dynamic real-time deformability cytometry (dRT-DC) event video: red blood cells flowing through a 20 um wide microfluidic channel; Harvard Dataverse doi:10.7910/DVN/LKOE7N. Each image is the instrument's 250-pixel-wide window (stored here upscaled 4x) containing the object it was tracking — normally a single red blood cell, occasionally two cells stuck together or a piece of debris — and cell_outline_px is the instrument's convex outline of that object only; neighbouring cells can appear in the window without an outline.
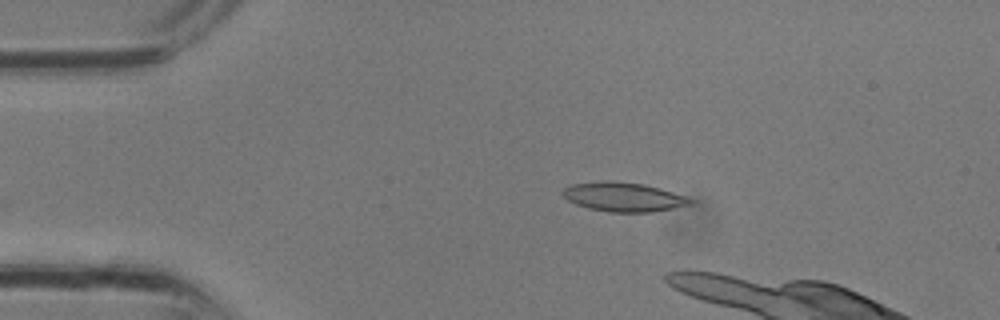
{"species": "common noctule bat (a hibernating species)", "species_latin": "Nyctalus noctula", "temperature_condition": "room temperature", "stored_images_in_passage": 7, "camera_frame_rate_fps": 3000, "um_per_image_px": 0.085, "animal": {"sex": "male", "body_mass_g": 13.3}, "frame": {"image": 1, "passage_image": 3, "time_ms": 0.667, "image_size_px": [1000, 320], "cell_outline_px": [[696, 200], [692, 204], [652, 212], [608, 212], [588, 208], [576, 204], [568, 200], [564, 196], [564, 188], [572, 184], [600, 180], [604, 180], [644, 184], [660, 188], [688, 196]], "centroid_in_image_um": [53.04, 16.74], "position_along_channel_um": 32.0, "area_um2": 21.79}}